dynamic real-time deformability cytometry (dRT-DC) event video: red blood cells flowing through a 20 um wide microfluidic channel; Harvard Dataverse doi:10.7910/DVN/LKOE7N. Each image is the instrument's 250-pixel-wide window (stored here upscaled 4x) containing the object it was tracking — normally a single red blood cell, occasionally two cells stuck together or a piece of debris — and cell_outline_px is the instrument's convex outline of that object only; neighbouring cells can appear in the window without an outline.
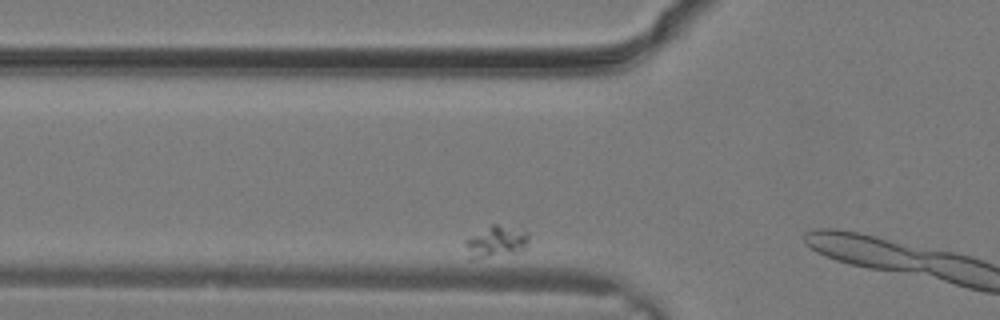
{"species": "common noctule bat (a hibernating species)", "species_latin": "Nyctalus noctula", "temperature_condition": "warm", "stored_images_in_passage": 3, "camera_frame_rate_fps": 3000, "um_per_image_px": 0.085, "animal": {"sex": "male", "body_mass_g": 19.2, "forearm_length_mm": 51.8}, "frame": {"image": 1, "passage_image": 2, "time_ms": 0.333, "image_size_px": [1000, 320], "cell_outline_px": [[532, 232], [528, 248], [512, 252], [472, 260], [468, 260], [464, 244], [464, 240], [492, 224], [496, 224]], "centroid_in_image_um": [42.18, 20.55], "position_along_channel_um": 83.6, "area_um2": 11.91}}